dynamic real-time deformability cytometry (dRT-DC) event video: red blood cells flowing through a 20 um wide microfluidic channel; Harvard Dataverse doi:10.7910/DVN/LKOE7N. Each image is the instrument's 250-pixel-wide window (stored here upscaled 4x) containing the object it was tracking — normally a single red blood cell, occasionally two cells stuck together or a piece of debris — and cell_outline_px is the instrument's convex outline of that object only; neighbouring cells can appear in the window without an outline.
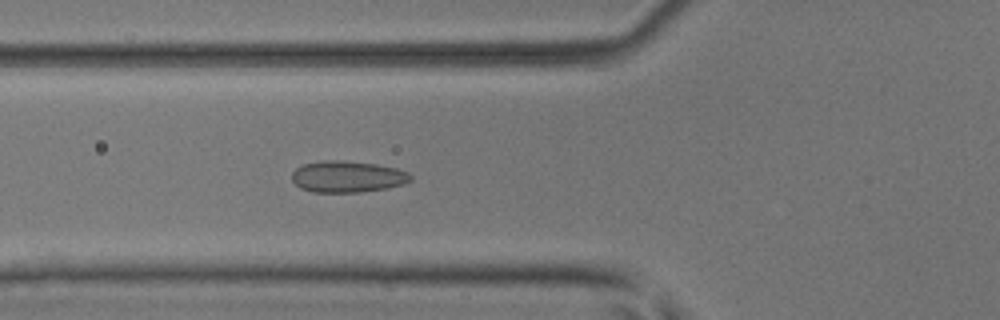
{"species": "common noctule bat (a hibernating species)", "species_latin": "Nyctalus noctula", "temperature_condition": "room temperature", "stored_images_in_passage": 50, "camera_frame_rate_fps": 3000, "um_per_image_px": 0.085, "animal": {"sex": "male", "body_mass_g": 17.9, "forearm_length_mm": 54.2}, "frame": {"image": 1, "passage_image": 19, "time_ms": 6.0, "image_size_px": [1000, 320], "cell_outline_px": [[412, 180], [404, 184], [388, 188], [360, 192], [312, 192], [300, 188], [292, 180], [292, 172], [296, 168], [304, 164], [324, 160], [336, 160], [376, 164], [396, 168], [408, 172], [412, 176]], "centroid_in_image_um": [29.54, 15.02], "position_along_channel_um": 96.3, "area_um2": 21.79}}
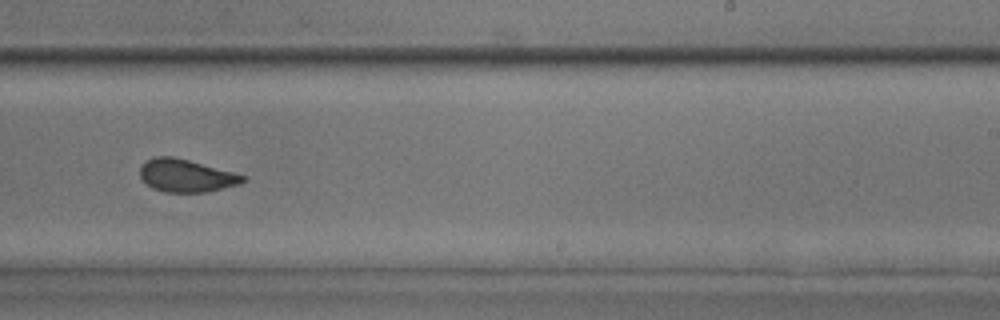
{"frame": {"image": 2, "passage_image": 32, "time_ms": 10.333, "image_size_px": [1000, 320], "cell_outline_px": [[244, 180], [240, 184], [208, 192], [164, 192], [152, 188], [140, 176], [140, 168], [152, 156], [172, 156], [188, 160], [232, 172], [244, 176]], "centroid_in_image_um": [15.8, 14.94], "position_along_channel_um": 273.2, "area_um2": 19.31}}
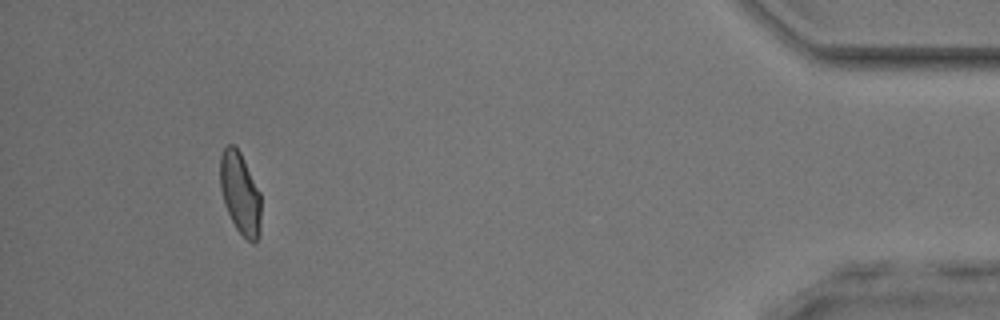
{"frame": {"image": 3, "passage_image": 47, "time_ms": 15.333, "image_size_px": [1000, 320], "cell_outline_px": [[260, 232], [256, 244], [252, 244], [236, 228], [224, 204], [220, 188], [220, 156], [224, 148], [228, 144], [232, 144], [240, 152], [260, 192]], "centroid_in_image_um": [20.41, 16.45], "position_along_channel_um": 414.8, "area_um2": 19.42}, "authors_computed_cell_mechanics": {"area_um2": 20.23, "velocity_mm_per_s": 4.1001, "shape_relaxation_time_tau1_ms": null, "shape_relaxation_time_tau2_ms": 0.8117, "deformation_change_tau1": null, "deformation_change_tau2": 0.0624}}